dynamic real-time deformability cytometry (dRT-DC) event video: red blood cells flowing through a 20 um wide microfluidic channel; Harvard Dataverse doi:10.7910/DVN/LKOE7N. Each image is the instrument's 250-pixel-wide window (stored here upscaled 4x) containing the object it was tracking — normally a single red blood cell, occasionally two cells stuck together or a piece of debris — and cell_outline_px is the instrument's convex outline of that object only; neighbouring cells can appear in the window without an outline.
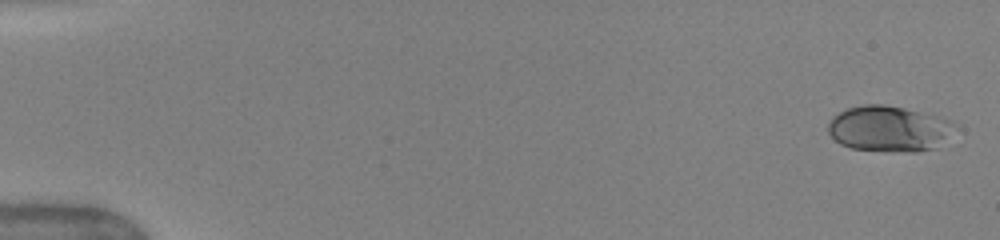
{"species": "human", "species_latin": "Homo sapiens", "temperature_condition": "warm", "stored_images_in_passage": 6, "camera_frame_rate_fps": 3000, "um_per_image_px": 0.085, "donor": {"sex": "female"}, "frame": {"image": 1, "passage_image": 1, "time_ms": 0.0, "image_size_px": [1000, 240], "cell_outline_px": [[952, 124], [936, 148], [916, 152], [912, 152], [852, 148], [840, 144], [828, 132], [828, 124], [832, 116], [848, 108], [864, 104], [884, 104], [904, 108], [940, 116], [952, 120]], "centroid_in_image_um": [75.48, 10.92], "position_along_channel_um": 9.5, "area_um2": 33.06}}
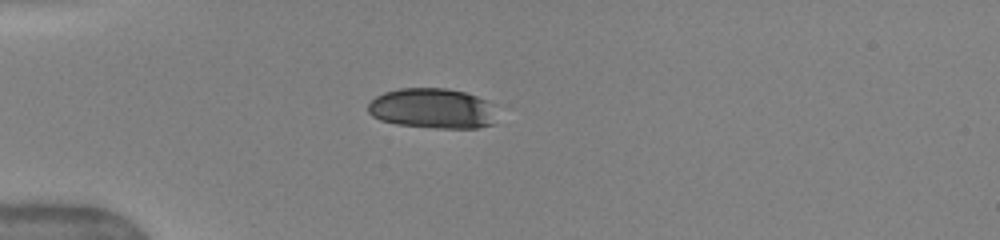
{"frame": {"image": 2, "passage_image": 5, "time_ms": 4.333, "image_size_px": [1000, 240], "cell_outline_px": [[496, 104], [492, 124], [476, 128], [436, 128], [400, 124], [380, 120], [372, 116], [368, 112], [368, 104], [376, 96], [384, 92], [400, 88], [448, 88], [464, 92], [488, 100]], "centroid_in_image_um": [36.77, 9.21], "position_along_channel_um": 48.2, "area_um2": 30.29}}